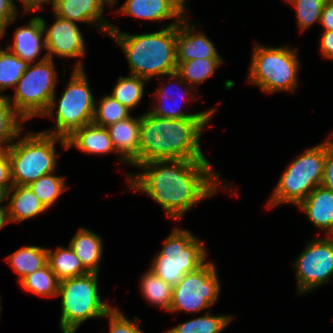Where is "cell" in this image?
Here are the masks:
<instances>
[{"mask_svg":"<svg viewBox=\"0 0 333 333\" xmlns=\"http://www.w3.org/2000/svg\"><path fill=\"white\" fill-rule=\"evenodd\" d=\"M137 168L141 173L125 175L129 190L147 194L173 221L181 220L194 205L216 195L221 187L230 193L234 190L232 184L221 182V175L208 159L154 160Z\"/></svg>","mask_w":333,"mask_h":333,"instance_id":"1","label":"cell"},{"mask_svg":"<svg viewBox=\"0 0 333 333\" xmlns=\"http://www.w3.org/2000/svg\"><path fill=\"white\" fill-rule=\"evenodd\" d=\"M212 118L168 119L141 115L139 165L154 160L207 159L200 139Z\"/></svg>","mask_w":333,"mask_h":333,"instance_id":"2","label":"cell"},{"mask_svg":"<svg viewBox=\"0 0 333 333\" xmlns=\"http://www.w3.org/2000/svg\"><path fill=\"white\" fill-rule=\"evenodd\" d=\"M179 23L172 21L157 32L142 34L124 33L112 24L108 36L124 51L131 75L148 81L153 77L163 80V76L177 69L176 25Z\"/></svg>","mask_w":333,"mask_h":333,"instance_id":"3","label":"cell"},{"mask_svg":"<svg viewBox=\"0 0 333 333\" xmlns=\"http://www.w3.org/2000/svg\"><path fill=\"white\" fill-rule=\"evenodd\" d=\"M84 68L82 60L78 61L58 102L57 93L54 94L42 117L55 120V130L42 132L66 141L81 127L92 123L96 99L90 89Z\"/></svg>","mask_w":333,"mask_h":333,"instance_id":"4","label":"cell"},{"mask_svg":"<svg viewBox=\"0 0 333 333\" xmlns=\"http://www.w3.org/2000/svg\"><path fill=\"white\" fill-rule=\"evenodd\" d=\"M18 135L8 148L13 185H29L41 176L57 169V142L66 149V141L45 132H28Z\"/></svg>","mask_w":333,"mask_h":333,"instance_id":"5","label":"cell"},{"mask_svg":"<svg viewBox=\"0 0 333 333\" xmlns=\"http://www.w3.org/2000/svg\"><path fill=\"white\" fill-rule=\"evenodd\" d=\"M99 273L59 281L58 296H61L59 326L62 333H75L79 326L91 318H106L113 308L102 300L98 292Z\"/></svg>","mask_w":333,"mask_h":333,"instance_id":"6","label":"cell"},{"mask_svg":"<svg viewBox=\"0 0 333 333\" xmlns=\"http://www.w3.org/2000/svg\"><path fill=\"white\" fill-rule=\"evenodd\" d=\"M298 50L289 46L269 47L255 44L251 56L248 83L265 93L294 92L298 86L300 60Z\"/></svg>","mask_w":333,"mask_h":333,"instance_id":"7","label":"cell"},{"mask_svg":"<svg viewBox=\"0 0 333 333\" xmlns=\"http://www.w3.org/2000/svg\"><path fill=\"white\" fill-rule=\"evenodd\" d=\"M326 158V140L305 149L281 174L266 207L292 204L298 206L309 193L321 185Z\"/></svg>","mask_w":333,"mask_h":333,"instance_id":"8","label":"cell"},{"mask_svg":"<svg viewBox=\"0 0 333 333\" xmlns=\"http://www.w3.org/2000/svg\"><path fill=\"white\" fill-rule=\"evenodd\" d=\"M205 244L189 230L174 228L155 254L150 270L174 287L187 273L196 271L207 260Z\"/></svg>","mask_w":333,"mask_h":333,"instance_id":"9","label":"cell"},{"mask_svg":"<svg viewBox=\"0 0 333 333\" xmlns=\"http://www.w3.org/2000/svg\"><path fill=\"white\" fill-rule=\"evenodd\" d=\"M58 73L52 59L29 64L27 70L14 87L13 96L6 99L26 121L42 116L56 93Z\"/></svg>","mask_w":333,"mask_h":333,"instance_id":"10","label":"cell"},{"mask_svg":"<svg viewBox=\"0 0 333 333\" xmlns=\"http://www.w3.org/2000/svg\"><path fill=\"white\" fill-rule=\"evenodd\" d=\"M216 264L206 261L196 271L187 273L173 287L169 313H196L212 307L220 296L221 284Z\"/></svg>","mask_w":333,"mask_h":333,"instance_id":"11","label":"cell"},{"mask_svg":"<svg viewBox=\"0 0 333 333\" xmlns=\"http://www.w3.org/2000/svg\"><path fill=\"white\" fill-rule=\"evenodd\" d=\"M297 294L312 292L333 276V236L308 241L294 261Z\"/></svg>","mask_w":333,"mask_h":333,"instance_id":"12","label":"cell"},{"mask_svg":"<svg viewBox=\"0 0 333 333\" xmlns=\"http://www.w3.org/2000/svg\"><path fill=\"white\" fill-rule=\"evenodd\" d=\"M163 77H170L166 79L167 86L162 84V86H159L156 91L152 94L153 97L155 96L156 102L154 103V106L152 105V109L148 110L151 114H153L156 117L160 118H168V119H186V118H212L214 114L217 112V108H210L208 110L202 111V112H196V113H187V111H183L182 106L183 103H187L190 96L191 101H194L195 94H192L193 92L197 93V90H195L193 87L188 85L176 72L171 73L169 75H165ZM175 82H170V81ZM173 84L174 88H172L169 84ZM184 84V85H183ZM177 85V87H176ZM184 86L182 89L181 87ZM165 86V87H164ZM176 90L173 92V90ZM179 89L180 92L178 91ZM193 91V92H190ZM173 92V93H172ZM192 94V95H191ZM188 97L186 99V96ZM176 98V99H175ZM179 99V100H177ZM193 99V100H192ZM179 102V103H178Z\"/></svg>","mask_w":333,"mask_h":333,"instance_id":"13","label":"cell"},{"mask_svg":"<svg viewBox=\"0 0 333 333\" xmlns=\"http://www.w3.org/2000/svg\"><path fill=\"white\" fill-rule=\"evenodd\" d=\"M52 13L55 21L50 27L46 24V20L40 16L48 58L54 60V55H57L58 58L68 59L85 57L86 44L77 23Z\"/></svg>","mask_w":333,"mask_h":333,"instance_id":"14","label":"cell"},{"mask_svg":"<svg viewBox=\"0 0 333 333\" xmlns=\"http://www.w3.org/2000/svg\"><path fill=\"white\" fill-rule=\"evenodd\" d=\"M192 24L186 16L176 25L177 63L198 58H221L213 41L202 31L198 32L195 23Z\"/></svg>","mask_w":333,"mask_h":333,"instance_id":"15","label":"cell"},{"mask_svg":"<svg viewBox=\"0 0 333 333\" xmlns=\"http://www.w3.org/2000/svg\"><path fill=\"white\" fill-rule=\"evenodd\" d=\"M52 11L59 17L91 24L101 32L110 33V23L104 18L106 5L101 0H53Z\"/></svg>","mask_w":333,"mask_h":333,"instance_id":"16","label":"cell"},{"mask_svg":"<svg viewBox=\"0 0 333 333\" xmlns=\"http://www.w3.org/2000/svg\"><path fill=\"white\" fill-rule=\"evenodd\" d=\"M186 10L178 0H126L116 13L160 23L168 19L181 22Z\"/></svg>","mask_w":333,"mask_h":333,"instance_id":"17","label":"cell"},{"mask_svg":"<svg viewBox=\"0 0 333 333\" xmlns=\"http://www.w3.org/2000/svg\"><path fill=\"white\" fill-rule=\"evenodd\" d=\"M141 116L132 115L125 120L107 126L112 145L121 164L139 166V132Z\"/></svg>","mask_w":333,"mask_h":333,"instance_id":"18","label":"cell"},{"mask_svg":"<svg viewBox=\"0 0 333 333\" xmlns=\"http://www.w3.org/2000/svg\"><path fill=\"white\" fill-rule=\"evenodd\" d=\"M27 24L16 28L13 43L12 45L8 44L6 48L29 64L35 63V61L41 62L48 56L45 54L42 58L39 57L41 51L46 50L40 16H33Z\"/></svg>","mask_w":333,"mask_h":333,"instance_id":"19","label":"cell"},{"mask_svg":"<svg viewBox=\"0 0 333 333\" xmlns=\"http://www.w3.org/2000/svg\"><path fill=\"white\" fill-rule=\"evenodd\" d=\"M297 207L315 228L333 236V190L317 186Z\"/></svg>","mask_w":333,"mask_h":333,"instance_id":"20","label":"cell"},{"mask_svg":"<svg viewBox=\"0 0 333 333\" xmlns=\"http://www.w3.org/2000/svg\"><path fill=\"white\" fill-rule=\"evenodd\" d=\"M71 147L87 154L115 153L118 155L112 145L107 128L93 123L84 125L66 140V150Z\"/></svg>","mask_w":333,"mask_h":333,"instance_id":"21","label":"cell"},{"mask_svg":"<svg viewBox=\"0 0 333 333\" xmlns=\"http://www.w3.org/2000/svg\"><path fill=\"white\" fill-rule=\"evenodd\" d=\"M8 210L11 222H24L45 213L48 209L28 185H13L7 191Z\"/></svg>","mask_w":333,"mask_h":333,"instance_id":"22","label":"cell"},{"mask_svg":"<svg viewBox=\"0 0 333 333\" xmlns=\"http://www.w3.org/2000/svg\"><path fill=\"white\" fill-rule=\"evenodd\" d=\"M102 238L90 229L81 227L69 242L75 255L88 272L99 273L103 253Z\"/></svg>","mask_w":333,"mask_h":333,"instance_id":"23","label":"cell"},{"mask_svg":"<svg viewBox=\"0 0 333 333\" xmlns=\"http://www.w3.org/2000/svg\"><path fill=\"white\" fill-rule=\"evenodd\" d=\"M8 263L18 274V282L47 264V248L27 245L7 257Z\"/></svg>","mask_w":333,"mask_h":333,"instance_id":"24","label":"cell"},{"mask_svg":"<svg viewBox=\"0 0 333 333\" xmlns=\"http://www.w3.org/2000/svg\"><path fill=\"white\" fill-rule=\"evenodd\" d=\"M47 264L59 281L88 273L69 245L67 248L59 246L54 251L47 248Z\"/></svg>","mask_w":333,"mask_h":333,"instance_id":"25","label":"cell"},{"mask_svg":"<svg viewBox=\"0 0 333 333\" xmlns=\"http://www.w3.org/2000/svg\"><path fill=\"white\" fill-rule=\"evenodd\" d=\"M222 58H201L177 63L176 73L191 87L196 89L206 81L223 63Z\"/></svg>","mask_w":333,"mask_h":333,"instance_id":"26","label":"cell"},{"mask_svg":"<svg viewBox=\"0 0 333 333\" xmlns=\"http://www.w3.org/2000/svg\"><path fill=\"white\" fill-rule=\"evenodd\" d=\"M142 296L150 303L169 312L172 301L173 287L164 282L148 269L139 281Z\"/></svg>","mask_w":333,"mask_h":333,"instance_id":"27","label":"cell"},{"mask_svg":"<svg viewBox=\"0 0 333 333\" xmlns=\"http://www.w3.org/2000/svg\"><path fill=\"white\" fill-rule=\"evenodd\" d=\"M149 81L145 78L129 74L128 77L120 76L113 87L111 95L130 111L139 105L144 96V88Z\"/></svg>","mask_w":333,"mask_h":333,"instance_id":"28","label":"cell"},{"mask_svg":"<svg viewBox=\"0 0 333 333\" xmlns=\"http://www.w3.org/2000/svg\"><path fill=\"white\" fill-rule=\"evenodd\" d=\"M19 283L23 289L34 295L47 298L58 296L59 280L48 264L27 275Z\"/></svg>","mask_w":333,"mask_h":333,"instance_id":"29","label":"cell"},{"mask_svg":"<svg viewBox=\"0 0 333 333\" xmlns=\"http://www.w3.org/2000/svg\"><path fill=\"white\" fill-rule=\"evenodd\" d=\"M230 315H212L210 311L203 316L180 323L168 330L169 333H221L233 319Z\"/></svg>","mask_w":333,"mask_h":333,"instance_id":"30","label":"cell"},{"mask_svg":"<svg viewBox=\"0 0 333 333\" xmlns=\"http://www.w3.org/2000/svg\"><path fill=\"white\" fill-rule=\"evenodd\" d=\"M2 48V49H1ZM0 48V97H6L3 94L5 89L16 86L23 73L27 70L29 63L20 59L14 53L6 48Z\"/></svg>","mask_w":333,"mask_h":333,"instance_id":"31","label":"cell"},{"mask_svg":"<svg viewBox=\"0 0 333 333\" xmlns=\"http://www.w3.org/2000/svg\"><path fill=\"white\" fill-rule=\"evenodd\" d=\"M65 180V177L50 173L41 176L28 186L46 208L51 209L60 195L69 188Z\"/></svg>","mask_w":333,"mask_h":333,"instance_id":"32","label":"cell"},{"mask_svg":"<svg viewBox=\"0 0 333 333\" xmlns=\"http://www.w3.org/2000/svg\"><path fill=\"white\" fill-rule=\"evenodd\" d=\"M24 121L6 97H0V144L8 149L23 131Z\"/></svg>","mask_w":333,"mask_h":333,"instance_id":"33","label":"cell"},{"mask_svg":"<svg viewBox=\"0 0 333 333\" xmlns=\"http://www.w3.org/2000/svg\"><path fill=\"white\" fill-rule=\"evenodd\" d=\"M95 101V109L92 123L107 127L110 124L122 121L131 116L130 110L114 99L111 95H105L101 100ZM98 104V107H97Z\"/></svg>","mask_w":333,"mask_h":333,"instance_id":"34","label":"cell"},{"mask_svg":"<svg viewBox=\"0 0 333 333\" xmlns=\"http://www.w3.org/2000/svg\"><path fill=\"white\" fill-rule=\"evenodd\" d=\"M296 10L297 25L301 32L314 23H320L321 12L326 0H288Z\"/></svg>","mask_w":333,"mask_h":333,"instance_id":"35","label":"cell"},{"mask_svg":"<svg viewBox=\"0 0 333 333\" xmlns=\"http://www.w3.org/2000/svg\"><path fill=\"white\" fill-rule=\"evenodd\" d=\"M109 319V333H144L140 329L138 318L134 316V320L128 319L120 309L113 308L106 314Z\"/></svg>","mask_w":333,"mask_h":333,"instance_id":"36","label":"cell"},{"mask_svg":"<svg viewBox=\"0 0 333 333\" xmlns=\"http://www.w3.org/2000/svg\"><path fill=\"white\" fill-rule=\"evenodd\" d=\"M19 11L14 0H0V31L2 32V37L5 36L6 28L12 24L17 16Z\"/></svg>","mask_w":333,"mask_h":333,"instance_id":"37","label":"cell"},{"mask_svg":"<svg viewBox=\"0 0 333 333\" xmlns=\"http://www.w3.org/2000/svg\"><path fill=\"white\" fill-rule=\"evenodd\" d=\"M321 186L333 190V132L326 139V158Z\"/></svg>","mask_w":333,"mask_h":333,"instance_id":"38","label":"cell"},{"mask_svg":"<svg viewBox=\"0 0 333 333\" xmlns=\"http://www.w3.org/2000/svg\"><path fill=\"white\" fill-rule=\"evenodd\" d=\"M0 186L6 191L13 186L11 180V163L7 154L0 160Z\"/></svg>","mask_w":333,"mask_h":333,"instance_id":"39","label":"cell"},{"mask_svg":"<svg viewBox=\"0 0 333 333\" xmlns=\"http://www.w3.org/2000/svg\"><path fill=\"white\" fill-rule=\"evenodd\" d=\"M320 51L324 58L333 60V30H324L320 39Z\"/></svg>","mask_w":333,"mask_h":333,"instance_id":"40","label":"cell"},{"mask_svg":"<svg viewBox=\"0 0 333 333\" xmlns=\"http://www.w3.org/2000/svg\"><path fill=\"white\" fill-rule=\"evenodd\" d=\"M319 24L323 26V30H333V0H326Z\"/></svg>","mask_w":333,"mask_h":333,"instance_id":"41","label":"cell"},{"mask_svg":"<svg viewBox=\"0 0 333 333\" xmlns=\"http://www.w3.org/2000/svg\"><path fill=\"white\" fill-rule=\"evenodd\" d=\"M53 0H24L23 15L29 13V11L44 10V4H52Z\"/></svg>","mask_w":333,"mask_h":333,"instance_id":"42","label":"cell"},{"mask_svg":"<svg viewBox=\"0 0 333 333\" xmlns=\"http://www.w3.org/2000/svg\"><path fill=\"white\" fill-rule=\"evenodd\" d=\"M11 223L9 217L8 205L1 206L0 204V230L6 225Z\"/></svg>","mask_w":333,"mask_h":333,"instance_id":"43","label":"cell"},{"mask_svg":"<svg viewBox=\"0 0 333 333\" xmlns=\"http://www.w3.org/2000/svg\"><path fill=\"white\" fill-rule=\"evenodd\" d=\"M6 198H7V191L2 186H0V203L7 201Z\"/></svg>","mask_w":333,"mask_h":333,"instance_id":"44","label":"cell"},{"mask_svg":"<svg viewBox=\"0 0 333 333\" xmlns=\"http://www.w3.org/2000/svg\"><path fill=\"white\" fill-rule=\"evenodd\" d=\"M8 149L3 145L0 144V160L7 154Z\"/></svg>","mask_w":333,"mask_h":333,"instance_id":"45","label":"cell"},{"mask_svg":"<svg viewBox=\"0 0 333 333\" xmlns=\"http://www.w3.org/2000/svg\"><path fill=\"white\" fill-rule=\"evenodd\" d=\"M106 6H111L112 8L116 5L117 0H101Z\"/></svg>","mask_w":333,"mask_h":333,"instance_id":"46","label":"cell"},{"mask_svg":"<svg viewBox=\"0 0 333 333\" xmlns=\"http://www.w3.org/2000/svg\"><path fill=\"white\" fill-rule=\"evenodd\" d=\"M178 1L186 8V6H187L186 0H178Z\"/></svg>","mask_w":333,"mask_h":333,"instance_id":"47","label":"cell"},{"mask_svg":"<svg viewBox=\"0 0 333 333\" xmlns=\"http://www.w3.org/2000/svg\"><path fill=\"white\" fill-rule=\"evenodd\" d=\"M16 1V0H15ZM24 5V0H19Z\"/></svg>","mask_w":333,"mask_h":333,"instance_id":"48","label":"cell"},{"mask_svg":"<svg viewBox=\"0 0 333 333\" xmlns=\"http://www.w3.org/2000/svg\"><path fill=\"white\" fill-rule=\"evenodd\" d=\"M0 296H1V294H0ZM1 309H2V307H1V303H0V315H1Z\"/></svg>","mask_w":333,"mask_h":333,"instance_id":"49","label":"cell"}]
</instances>
